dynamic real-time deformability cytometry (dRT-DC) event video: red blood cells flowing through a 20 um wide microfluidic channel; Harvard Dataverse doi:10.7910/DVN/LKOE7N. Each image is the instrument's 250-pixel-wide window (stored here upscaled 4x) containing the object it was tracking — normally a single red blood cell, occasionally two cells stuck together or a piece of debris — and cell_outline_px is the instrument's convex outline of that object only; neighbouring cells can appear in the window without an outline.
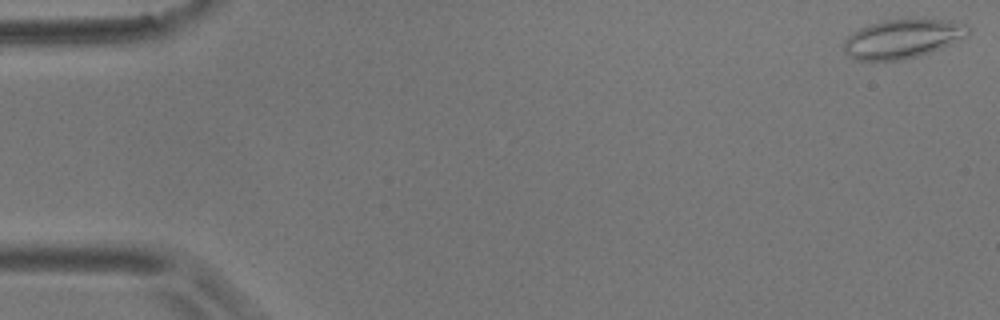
{"species": "common noctule bat (a hibernating species)", "species_latin": "Nyctalus noctula", "temperature_condition": "room temperature", "stored_images_in_passage": 18, "camera_frame_rate_fps": 3000, "um_per_image_px": 0.085, "animal": {"sex": "male", "body_mass_g": 17.9}, "frame": {"image": 1, "passage_image": 1, "time_ms": 0.0, "image_size_px": [1000, 320], "cell_outline_px": [[972, 28], [968, 36], [928, 52], [904, 60], [856, 60], [848, 56], [844, 52], [844, 40], [848, 36], [860, 28], [868, 24], [884, 20], [948, 20], [964, 24]], "centroid_in_image_um": [76.69, 3.3], "position_along_channel_um": 8.3, "area_um2": 27.86}}